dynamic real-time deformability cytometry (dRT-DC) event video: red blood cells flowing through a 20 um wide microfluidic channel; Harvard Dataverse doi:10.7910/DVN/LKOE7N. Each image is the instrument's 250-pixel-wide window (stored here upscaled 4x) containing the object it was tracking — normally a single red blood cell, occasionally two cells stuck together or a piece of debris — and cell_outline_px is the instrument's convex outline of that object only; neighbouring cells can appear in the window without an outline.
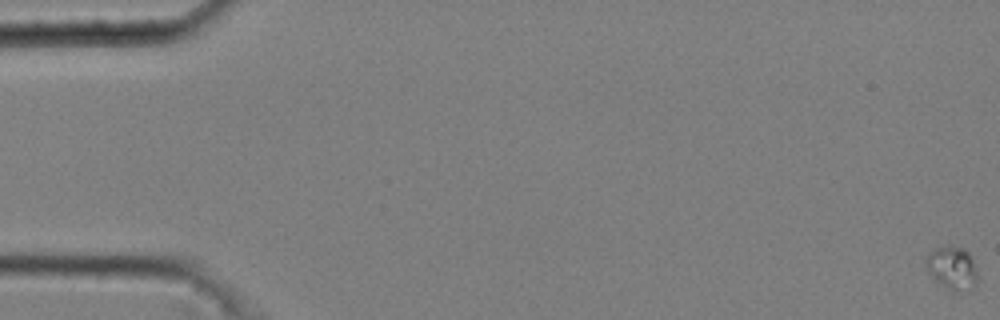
{"species": "common noctule bat (a hibernating species)", "species_latin": "Nyctalus noctula", "temperature_condition": "cold", "stored_images_in_passage": 26, "camera_frame_rate_fps": 3000, "um_per_image_px": 0.085, "animal": {"sex": "male", "body_mass_g": 20.4}, "frame": {"image": 1, "passage_image": 1, "time_ms": 0.0, "image_size_px": [1000, 320], "cell_outline_px": [[980, 280], [972, 288], [956, 292], [940, 284], [928, 272], [924, 264], [924, 260], [936, 248], [948, 244], [964, 248], [968, 252], [976, 268]], "centroid_in_image_um": [80.96, 22.77], "position_along_channel_um": 4.0, "area_um2": 13.12}}
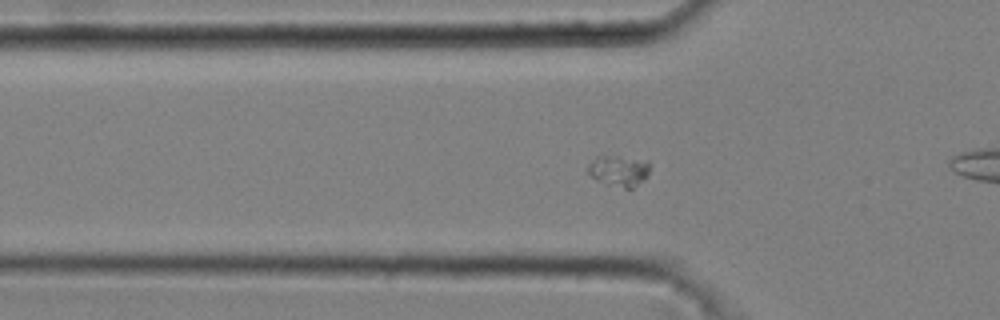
{"frame": {"image": 2, "passage_image": 20, "time_ms": 6.333, "image_size_px": [1000, 320], "cell_outline_px": [[648, 172], [644, 180], [632, 188], [624, 188], [596, 180], [588, 172], [588, 164], [596, 156], [616, 156], [648, 160]], "centroid_in_image_um": [52.6, 14.5], "position_along_channel_um": 73.2, "area_um2": 10.98}}
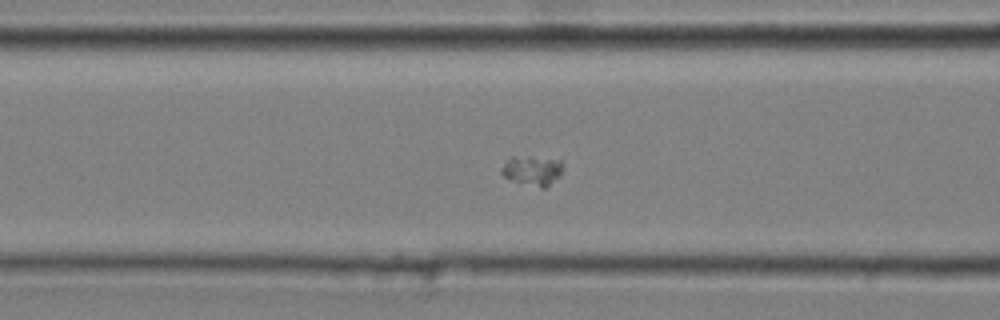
{"frame": {"image": 3, "passage_image": 24, "time_ms": 7.667, "image_size_px": [1000, 320], "cell_outline_px": [[564, 168], [560, 176], [544, 188], [540, 188], [504, 176], [500, 172], [500, 168], [512, 156], [528, 156], [560, 160]], "centroid_in_image_um": [45.28, 14.47], "position_along_channel_um": 121.3, "area_um2": 10.46}}